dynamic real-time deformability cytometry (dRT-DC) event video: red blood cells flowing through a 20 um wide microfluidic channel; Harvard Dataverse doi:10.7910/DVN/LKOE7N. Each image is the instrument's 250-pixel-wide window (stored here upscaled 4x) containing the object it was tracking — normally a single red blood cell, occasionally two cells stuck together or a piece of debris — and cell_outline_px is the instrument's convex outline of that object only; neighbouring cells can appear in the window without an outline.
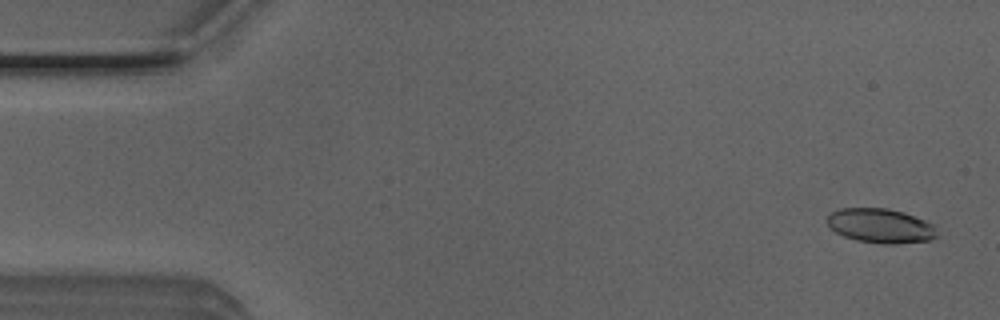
{"species": "Egyptian fruit bat (a non-hibernating species)", "species_latin": "Rousettus aegyptiacus", "temperature_condition": "room temperature", "stored_images_in_passage": 50, "camera_frame_rate_fps": 3000, "um_per_image_px": 0.085, "animal": {"sex": "male"}, "frame": {"image": 1, "passage_image": 2, "time_ms": 0.333, "image_size_px": [1000, 320], "cell_outline_px": [[936, 236], [932, 240], [896, 244], [880, 244], [856, 240], [844, 236], [836, 232], [828, 224], [828, 212], [840, 208], [888, 208], [904, 212], [936, 224]], "centroid_in_image_um": [74.87, 19.19], "position_along_channel_um": 10.1, "area_um2": 22.31}}
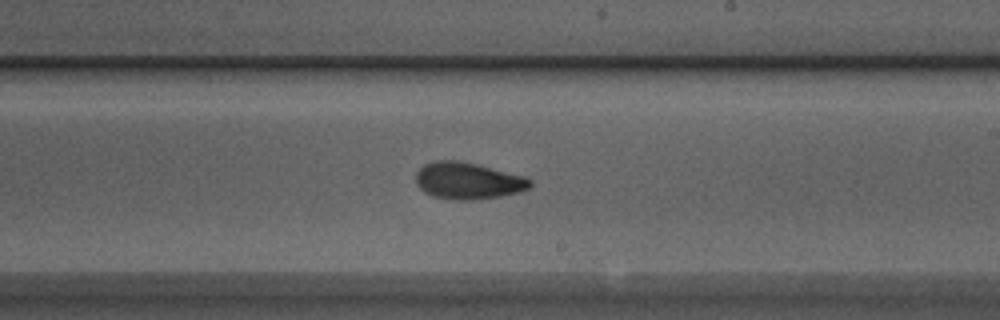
{"frame": {"image": 2, "passage_image": 29, "time_ms": 9.333, "image_size_px": [1000, 320], "cell_outline_px": [[532, 188], [520, 192], [500, 196], [472, 200], [452, 200], [432, 196], [424, 192], [416, 184], [416, 172], [424, 164], [432, 160], [456, 160], [476, 164], [524, 176], [532, 180]], "centroid_in_image_um": [39.77, 15.37], "position_along_channel_um": 249.2, "area_um2": 24.68}}
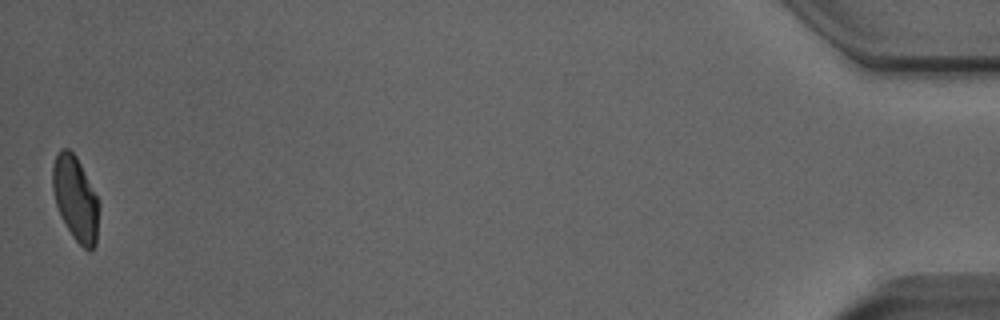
{"frame": {"image": 3, "passage_image": 50, "time_ms": 16.333, "image_size_px": [1000, 320], "cell_outline_px": [[100, 204], [96, 244], [92, 252], [88, 252], [72, 236], [60, 216], [56, 204], [52, 188], [52, 164], [60, 148], [68, 148], [76, 156]], "centroid_in_image_um": [6.41, 16.91], "position_along_channel_um": 428.8, "area_um2": 22.89}, "authors_computed_cell_mechanics": {"area_um2": 23.6691, "velocity_mm_per_s": 4.0232, "shape_relaxation_time_tau1_ms": 5.2442, "shape_relaxation_time_tau2_ms": 2.7218, "deformation_change_tau1": 0.1635, "deformation_change_tau2": 0.086}}